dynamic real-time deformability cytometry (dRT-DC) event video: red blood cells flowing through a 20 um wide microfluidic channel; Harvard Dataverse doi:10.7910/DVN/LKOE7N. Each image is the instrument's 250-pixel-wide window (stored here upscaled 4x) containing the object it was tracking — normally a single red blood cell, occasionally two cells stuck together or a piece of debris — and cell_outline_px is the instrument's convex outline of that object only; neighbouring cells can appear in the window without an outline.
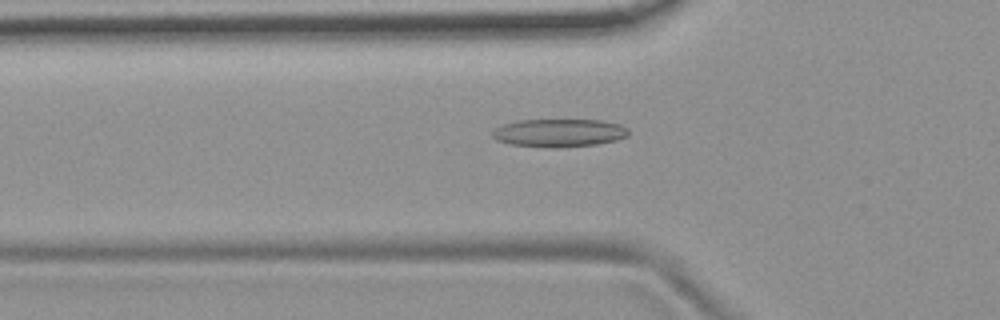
{"species": "common noctule bat (a hibernating species)", "species_latin": "Nyctalus noctula", "temperature_condition": "room temperature", "stored_images_in_passage": 54, "camera_frame_rate_fps": 3000, "um_per_image_px": 0.085, "animal": {"sex": "female", "body_mass_g": 19.9}, "frame": {"image": 1, "passage_image": 18, "time_ms": 5.667, "image_size_px": [1000, 320], "cell_outline_px": [[628, 136], [616, 140], [596, 144], [552, 148], [508, 144], [496, 140], [492, 136], [492, 132], [496, 128], [504, 124], [520, 120], [604, 120], [620, 124], [628, 128]], "centroid_in_image_um": [47.53, 11.29], "position_along_channel_um": 78.3, "area_um2": 22.25}}
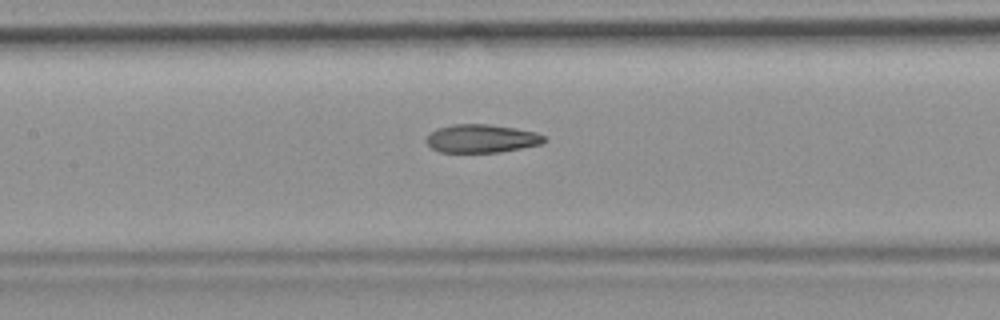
{"frame": {"image": 2, "passage_image": 25, "time_ms": 8.0, "image_size_px": [1000, 320], "cell_outline_px": [[548, 140], [540, 144], [500, 152], [440, 152], [432, 148], [424, 140], [436, 128], [452, 124], [488, 124], [516, 128], [536, 132], [544, 136]], "centroid_in_image_um": [40.93, 11.77], "position_along_channel_um": 166.5, "area_um2": 19.42}}
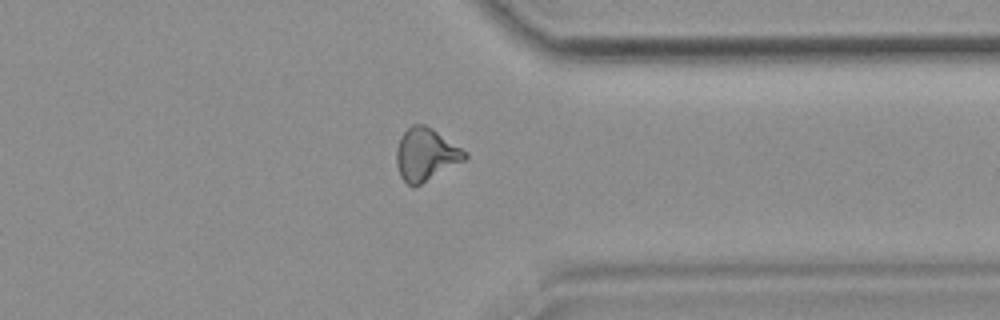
{"frame": {"image": 3, "passage_image": 42, "time_ms": 13.667, "image_size_px": [1000, 320], "cell_outline_px": [[468, 156], [464, 160], [420, 184], [412, 188], [400, 176], [396, 164], [396, 148], [400, 136], [412, 124], [424, 124], [432, 128], [468, 152]], "centroid_in_image_um": [36.17, 13.12], "position_along_channel_um": 375.2, "area_um2": 20.87}, "authors_computed_cell_mechanics": {"area_um2": 20.2589, "velocity_mm_per_s": 3.7437, "shape_relaxation_time_tau1_ms": null, "shape_relaxation_time_tau2_ms": 2.9987, "deformation_change_tau1": null, "deformation_change_tau2": 0.1088}}